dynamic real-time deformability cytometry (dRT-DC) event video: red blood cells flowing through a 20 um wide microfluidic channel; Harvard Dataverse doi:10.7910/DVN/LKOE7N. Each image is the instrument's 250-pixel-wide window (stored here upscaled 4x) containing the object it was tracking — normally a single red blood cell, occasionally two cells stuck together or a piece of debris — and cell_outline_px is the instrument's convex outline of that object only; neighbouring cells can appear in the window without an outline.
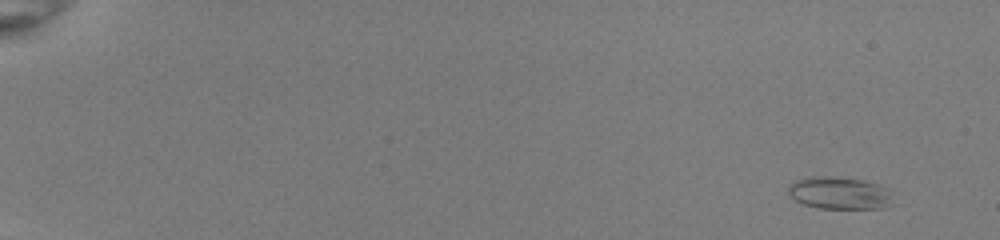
{"species": "common noctule bat (a hibernating species)", "species_latin": "Nyctalus noctula", "temperature_condition": "room temperature", "stored_images_in_passage": 53, "camera_frame_rate_fps": 3000, "um_per_image_px": 0.085, "animal": {"sex": "female", "body_mass_g": 22.0, "forearm_length_mm": 56.7}, "frame": {"image": 1, "passage_image": 4, "time_ms": 1.0, "image_size_px": [1000, 240], "cell_outline_px": [[892, 204], [884, 208], [816, 208], [804, 204], [796, 200], [788, 192], [788, 184], [796, 180], [808, 176], [864, 180], [880, 184], [888, 188]], "centroid_in_image_um": [71.35, 16.41], "position_along_channel_um": 13.6, "area_um2": 19.54}}
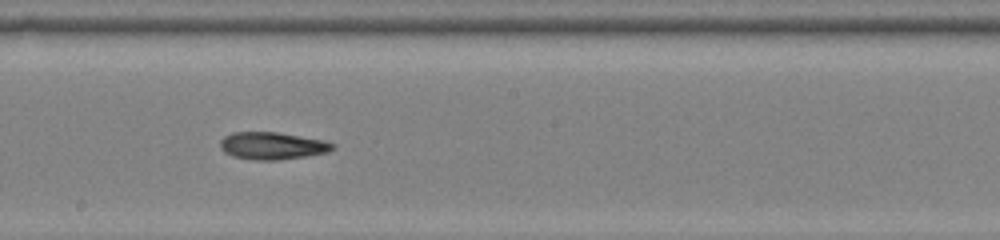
{"frame": {"image": 2, "passage_image": 33, "time_ms": 10.667, "image_size_px": [1000, 240], "cell_outline_px": [[336, 148], [328, 152], [308, 156], [280, 160], [256, 160], [232, 156], [224, 152], [220, 148], [220, 140], [224, 136], [232, 132], [276, 132], [324, 140], [336, 144]], "centroid_in_image_um": [23.16, 12.39], "position_along_channel_um": 225.0, "area_um2": 18.09}}
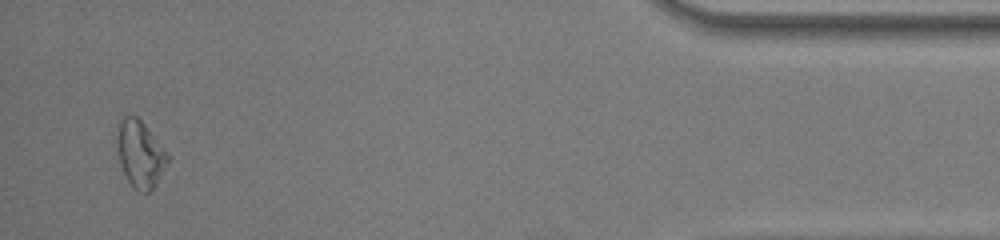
{"frame": {"image": 3, "passage_image": 52, "time_ms": 17.0, "image_size_px": [1000, 240], "cell_outline_px": [[172, 156], [152, 192], [140, 192], [128, 180], [120, 164], [116, 140], [120, 120], [124, 116], [136, 116], [144, 124]], "centroid_in_image_um": [11.96, 13.1], "position_along_channel_um": 423.2, "area_um2": 19.77}, "authors_computed_cell_mechanics": {"area_um2": 18.9006, "velocity_mm_per_s": 4.022, "shape_relaxation_time_tau1_ms": 9.2754, "shape_relaxation_time_tau2_ms": 9.1917, "deformation_change_tau1": 0.2182, "deformation_change_tau2": 0.1925}}